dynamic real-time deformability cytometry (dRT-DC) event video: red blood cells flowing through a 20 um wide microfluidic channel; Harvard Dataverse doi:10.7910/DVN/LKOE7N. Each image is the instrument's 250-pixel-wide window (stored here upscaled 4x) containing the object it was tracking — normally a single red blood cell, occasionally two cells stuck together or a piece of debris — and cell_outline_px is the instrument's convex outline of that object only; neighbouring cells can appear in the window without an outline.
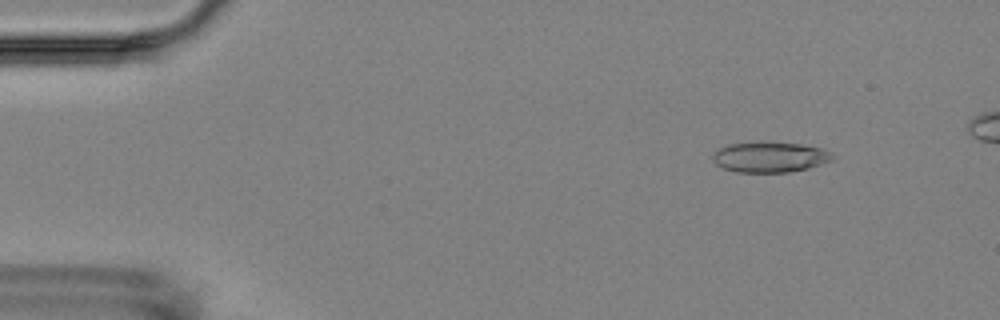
{"species": "Egyptian fruit bat (a non-hibernating species)", "species_latin": "Rousettus aegyptiacus", "temperature_condition": "room temperature", "stored_images_in_passage": 6, "camera_frame_rate_fps": 3000, "um_per_image_px": 0.085, "animal": {"sex": "female"}, "frame": {"image": 1, "passage_image": 2, "time_ms": 1.0, "image_size_px": [1000, 320], "cell_outline_px": [[836, 156], [832, 160], [808, 168], [788, 172], [736, 172], [724, 168], [716, 164], [712, 160], [712, 156], [720, 148], [728, 144], [764, 140], [800, 144], [820, 148], [832, 152]], "centroid_in_image_um": [65.44, 13.33], "position_along_channel_um": 19.6, "area_um2": 21.56}}